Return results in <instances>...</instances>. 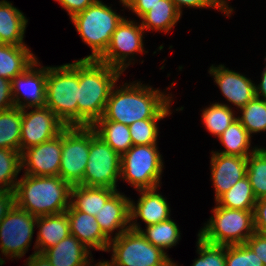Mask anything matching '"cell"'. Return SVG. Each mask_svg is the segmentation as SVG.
<instances>
[{
    "label": "cell",
    "instance_id": "1",
    "mask_svg": "<svg viewBox=\"0 0 266 266\" xmlns=\"http://www.w3.org/2000/svg\"><path fill=\"white\" fill-rule=\"evenodd\" d=\"M136 82L113 87L103 114L106 120L129 126L138 120L163 119L172 114V94Z\"/></svg>",
    "mask_w": 266,
    "mask_h": 266
},
{
    "label": "cell",
    "instance_id": "2",
    "mask_svg": "<svg viewBox=\"0 0 266 266\" xmlns=\"http://www.w3.org/2000/svg\"><path fill=\"white\" fill-rule=\"evenodd\" d=\"M122 74L98 60H79L78 126H92L103 116L110 93Z\"/></svg>",
    "mask_w": 266,
    "mask_h": 266
},
{
    "label": "cell",
    "instance_id": "3",
    "mask_svg": "<svg viewBox=\"0 0 266 266\" xmlns=\"http://www.w3.org/2000/svg\"><path fill=\"white\" fill-rule=\"evenodd\" d=\"M71 188L60 176L24 174L15 187V203L35 217L59 214L70 206Z\"/></svg>",
    "mask_w": 266,
    "mask_h": 266
},
{
    "label": "cell",
    "instance_id": "4",
    "mask_svg": "<svg viewBox=\"0 0 266 266\" xmlns=\"http://www.w3.org/2000/svg\"><path fill=\"white\" fill-rule=\"evenodd\" d=\"M79 60L47 66L46 103L66 126H78Z\"/></svg>",
    "mask_w": 266,
    "mask_h": 266
},
{
    "label": "cell",
    "instance_id": "5",
    "mask_svg": "<svg viewBox=\"0 0 266 266\" xmlns=\"http://www.w3.org/2000/svg\"><path fill=\"white\" fill-rule=\"evenodd\" d=\"M124 18L101 0L70 18L82 41L92 50L81 59L97 60L106 51L113 32Z\"/></svg>",
    "mask_w": 266,
    "mask_h": 266
},
{
    "label": "cell",
    "instance_id": "6",
    "mask_svg": "<svg viewBox=\"0 0 266 266\" xmlns=\"http://www.w3.org/2000/svg\"><path fill=\"white\" fill-rule=\"evenodd\" d=\"M212 212L197 235L207 243L222 246L243 244L255 232L253 210L230 209L216 203Z\"/></svg>",
    "mask_w": 266,
    "mask_h": 266
},
{
    "label": "cell",
    "instance_id": "7",
    "mask_svg": "<svg viewBox=\"0 0 266 266\" xmlns=\"http://www.w3.org/2000/svg\"><path fill=\"white\" fill-rule=\"evenodd\" d=\"M112 251L109 266H173L167 252L154 246L141 232L128 229L110 240L107 252ZM111 261V262H110Z\"/></svg>",
    "mask_w": 266,
    "mask_h": 266
},
{
    "label": "cell",
    "instance_id": "8",
    "mask_svg": "<svg viewBox=\"0 0 266 266\" xmlns=\"http://www.w3.org/2000/svg\"><path fill=\"white\" fill-rule=\"evenodd\" d=\"M158 148L157 144L133 145L121 156L120 179L136 191L159 187L164 163Z\"/></svg>",
    "mask_w": 266,
    "mask_h": 266
},
{
    "label": "cell",
    "instance_id": "9",
    "mask_svg": "<svg viewBox=\"0 0 266 266\" xmlns=\"http://www.w3.org/2000/svg\"><path fill=\"white\" fill-rule=\"evenodd\" d=\"M91 142V126H66L62 130L59 176L71 186L83 185Z\"/></svg>",
    "mask_w": 266,
    "mask_h": 266
},
{
    "label": "cell",
    "instance_id": "10",
    "mask_svg": "<svg viewBox=\"0 0 266 266\" xmlns=\"http://www.w3.org/2000/svg\"><path fill=\"white\" fill-rule=\"evenodd\" d=\"M121 174V156L91 126V142L83 185L117 189Z\"/></svg>",
    "mask_w": 266,
    "mask_h": 266
},
{
    "label": "cell",
    "instance_id": "11",
    "mask_svg": "<svg viewBox=\"0 0 266 266\" xmlns=\"http://www.w3.org/2000/svg\"><path fill=\"white\" fill-rule=\"evenodd\" d=\"M139 22L124 18L111 36L106 51L97 59L122 73L144 50V29ZM138 24V25H137Z\"/></svg>",
    "mask_w": 266,
    "mask_h": 266
},
{
    "label": "cell",
    "instance_id": "12",
    "mask_svg": "<svg viewBox=\"0 0 266 266\" xmlns=\"http://www.w3.org/2000/svg\"><path fill=\"white\" fill-rule=\"evenodd\" d=\"M36 218L16 205L7 213L0 224V251L4 257L20 259L27 253Z\"/></svg>",
    "mask_w": 266,
    "mask_h": 266
},
{
    "label": "cell",
    "instance_id": "13",
    "mask_svg": "<svg viewBox=\"0 0 266 266\" xmlns=\"http://www.w3.org/2000/svg\"><path fill=\"white\" fill-rule=\"evenodd\" d=\"M66 125L47 106L22 109L20 153L24 150L53 139Z\"/></svg>",
    "mask_w": 266,
    "mask_h": 266
},
{
    "label": "cell",
    "instance_id": "14",
    "mask_svg": "<svg viewBox=\"0 0 266 266\" xmlns=\"http://www.w3.org/2000/svg\"><path fill=\"white\" fill-rule=\"evenodd\" d=\"M46 77L47 66H40L37 59L22 74L13 78L11 86L14 106L27 110L45 106Z\"/></svg>",
    "mask_w": 266,
    "mask_h": 266
},
{
    "label": "cell",
    "instance_id": "15",
    "mask_svg": "<svg viewBox=\"0 0 266 266\" xmlns=\"http://www.w3.org/2000/svg\"><path fill=\"white\" fill-rule=\"evenodd\" d=\"M61 153L62 132L51 140L24 150L21 153L22 170L31 176H59Z\"/></svg>",
    "mask_w": 266,
    "mask_h": 266
},
{
    "label": "cell",
    "instance_id": "16",
    "mask_svg": "<svg viewBox=\"0 0 266 266\" xmlns=\"http://www.w3.org/2000/svg\"><path fill=\"white\" fill-rule=\"evenodd\" d=\"M159 187L152 189L137 190L140 197L137 203L130 200V229L141 231V224L137 223L140 218L146 226L154 225L171 218L170 206L167 199L159 192Z\"/></svg>",
    "mask_w": 266,
    "mask_h": 266
},
{
    "label": "cell",
    "instance_id": "17",
    "mask_svg": "<svg viewBox=\"0 0 266 266\" xmlns=\"http://www.w3.org/2000/svg\"><path fill=\"white\" fill-rule=\"evenodd\" d=\"M208 72L213 76L225 99L238 109L255 97V83L244 74L229 70L224 64L217 67L212 65Z\"/></svg>",
    "mask_w": 266,
    "mask_h": 266
},
{
    "label": "cell",
    "instance_id": "18",
    "mask_svg": "<svg viewBox=\"0 0 266 266\" xmlns=\"http://www.w3.org/2000/svg\"><path fill=\"white\" fill-rule=\"evenodd\" d=\"M211 177L215 201L247 175V157L211 151Z\"/></svg>",
    "mask_w": 266,
    "mask_h": 266
},
{
    "label": "cell",
    "instance_id": "19",
    "mask_svg": "<svg viewBox=\"0 0 266 266\" xmlns=\"http://www.w3.org/2000/svg\"><path fill=\"white\" fill-rule=\"evenodd\" d=\"M130 200L131 198L116 190L95 215L100 229L109 240L130 229ZM115 230L117 232L112 237Z\"/></svg>",
    "mask_w": 266,
    "mask_h": 266
},
{
    "label": "cell",
    "instance_id": "20",
    "mask_svg": "<svg viewBox=\"0 0 266 266\" xmlns=\"http://www.w3.org/2000/svg\"><path fill=\"white\" fill-rule=\"evenodd\" d=\"M66 213L71 235H74L89 250L107 252L110 240L103 234L95 216L76 211L71 206Z\"/></svg>",
    "mask_w": 266,
    "mask_h": 266
},
{
    "label": "cell",
    "instance_id": "21",
    "mask_svg": "<svg viewBox=\"0 0 266 266\" xmlns=\"http://www.w3.org/2000/svg\"><path fill=\"white\" fill-rule=\"evenodd\" d=\"M43 254L52 266H90L94 263L91 251L71 234Z\"/></svg>",
    "mask_w": 266,
    "mask_h": 266
},
{
    "label": "cell",
    "instance_id": "22",
    "mask_svg": "<svg viewBox=\"0 0 266 266\" xmlns=\"http://www.w3.org/2000/svg\"><path fill=\"white\" fill-rule=\"evenodd\" d=\"M36 227L39 231L34 243V253H43L70 234L66 211L59 214L37 217Z\"/></svg>",
    "mask_w": 266,
    "mask_h": 266
},
{
    "label": "cell",
    "instance_id": "23",
    "mask_svg": "<svg viewBox=\"0 0 266 266\" xmlns=\"http://www.w3.org/2000/svg\"><path fill=\"white\" fill-rule=\"evenodd\" d=\"M28 19L11 2L0 0V35L5 44L26 45L25 29Z\"/></svg>",
    "mask_w": 266,
    "mask_h": 266
},
{
    "label": "cell",
    "instance_id": "24",
    "mask_svg": "<svg viewBox=\"0 0 266 266\" xmlns=\"http://www.w3.org/2000/svg\"><path fill=\"white\" fill-rule=\"evenodd\" d=\"M27 45H0V77L12 80L22 74L38 57Z\"/></svg>",
    "mask_w": 266,
    "mask_h": 266
},
{
    "label": "cell",
    "instance_id": "25",
    "mask_svg": "<svg viewBox=\"0 0 266 266\" xmlns=\"http://www.w3.org/2000/svg\"><path fill=\"white\" fill-rule=\"evenodd\" d=\"M116 190L107 187L74 185L71 188L70 206L76 211L95 216Z\"/></svg>",
    "mask_w": 266,
    "mask_h": 266
},
{
    "label": "cell",
    "instance_id": "26",
    "mask_svg": "<svg viewBox=\"0 0 266 266\" xmlns=\"http://www.w3.org/2000/svg\"><path fill=\"white\" fill-rule=\"evenodd\" d=\"M181 13L171 0H160L141 17V26L144 31H160L165 34L177 24Z\"/></svg>",
    "mask_w": 266,
    "mask_h": 266
},
{
    "label": "cell",
    "instance_id": "27",
    "mask_svg": "<svg viewBox=\"0 0 266 266\" xmlns=\"http://www.w3.org/2000/svg\"><path fill=\"white\" fill-rule=\"evenodd\" d=\"M92 127L117 154L122 156L132 146L129 126L116 121L99 118Z\"/></svg>",
    "mask_w": 266,
    "mask_h": 266
},
{
    "label": "cell",
    "instance_id": "28",
    "mask_svg": "<svg viewBox=\"0 0 266 266\" xmlns=\"http://www.w3.org/2000/svg\"><path fill=\"white\" fill-rule=\"evenodd\" d=\"M224 147V150L213 151L224 155H237L248 157L258 147H251V136L241 122L236 119L230 126L218 137Z\"/></svg>",
    "mask_w": 266,
    "mask_h": 266
},
{
    "label": "cell",
    "instance_id": "29",
    "mask_svg": "<svg viewBox=\"0 0 266 266\" xmlns=\"http://www.w3.org/2000/svg\"><path fill=\"white\" fill-rule=\"evenodd\" d=\"M22 109L13 107L0 112V148L20 152Z\"/></svg>",
    "mask_w": 266,
    "mask_h": 266
},
{
    "label": "cell",
    "instance_id": "30",
    "mask_svg": "<svg viewBox=\"0 0 266 266\" xmlns=\"http://www.w3.org/2000/svg\"><path fill=\"white\" fill-rule=\"evenodd\" d=\"M256 201L257 199L253 193L250 180L246 175L227 192L222 194L215 203L230 209L254 210Z\"/></svg>",
    "mask_w": 266,
    "mask_h": 266
},
{
    "label": "cell",
    "instance_id": "31",
    "mask_svg": "<svg viewBox=\"0 0 266 266\" xmlns=\"http://www.w3.org/2000/svg\"><path fill=\"white\" fill-rule=\"evenodd\" d=\"M228 104L215 102L202 110V123L207 131L219 137L237 119L235 111Z\"/></svg>",
    "mask_w": 266,
    "mask_h": 266
},
{
    "label": "cell",
    "instance_id": "32",
    "mask_svg": "<svg viewBox=\"0 0 266 266\" xmlns=\"http://www.w3.org/2000/svg\"><path fill=\"white\" fill-rule=\"evenodd\" d=\"M142 235L154 246L161 248L164 252L178 244L181 233L178 225L169 218L166 221L146 226L140 231Z\"/></svg>",
    "mask_w": 266,
    "mask_h": 266
},
{
    "label": "cell",
    "instance_id": "33",
    "mask_svg": "<svg viewBox=\"0 0 266 266\" xmlns=\"http://www.w3.org/2000/svg\"><path fill=\"white\" fill-rule=\"evenodd\" d=\"M247 176L256 199L266 198V148L258 147L247 157Z\"/></svg>",
    "mask_w": 266,
    "mask_h": 266
},
{
    "label": "cell",
    "instance_id": "34",
    "mask_svg": "<svg viewBox=\"0 0 266 266\" xmlns=\"http://www.w3.org/2000/svg\"><path fill=\"white\" fill-rule=\"evenodd\" d=\"M239 111L242 115L238 116L237 119L251 137L255 133L266 131V100L255 96Z\"/></svg>",
    "mask_w": 266,
    "mask_h": 266
},
{
    "label": "cell",
    "instance_id": "35",
    "mask_svg": "<svg viewBox=\"0 0 266 266\" xmlns=\"http://www.w3.org/2000/svg\"><path fill=\"white\" fill-rule=\"evenodd\" d=\"M21 170V153L0 148V190L15 191Z\"/></svg>",
    "mask_w": 266,
    "mask_h": 266
},
{
    "label": "cell",
    "instance_id": "36",
    "mask_svg": "<svg viewBox=\"0 0 266 266\" xmlns=\"http://www.w3.org/2000/svg\"><path fill=\"white\" fill-rule=\"evenodd\" d=\"M196 244L199 257L194 259L192 266H226V246L207 243L200 236Z\"/></svg>",
    "mask_w": 266,
    "mask_h": 266
},
{
    "label": "cell",
    "instance_id": "37",
    "mask_svg": "<svg viewBox=\"0 0 266 266\" xmlns=\"http://www.w3.org/2000/svg\"><path fill=\"white\" fill-rule=\"evenodd\" d=\"M161 119L138 120L129 125L133 145L157 144L159 136L158 121Z\"/></svg>",
    "mask_w": 266,
    "mask_h": 266
},
{
    "label": "cell",
    "instance_id": "38",
    "mask_svg": "<svg viewBox=\"0 0 266 266\" xmlns=\"http://www.w3.org/2000/svg\"><path fill=\"white\" fill-rule=\"evenodd\" d=\"M225 265L264 266L262 260L246 243L226 246Z\"/></svg>",
    "mask_w": 266,
    "mask_h": 266
},
{
    "label": "cell",
    "instance_id": "39",
    "mask_svg": "<svg viewBox=\"0 0 266 266\" xmlns=\"http://www.w3.org/2000/svg\"><path fill=\"white\" fill-rule=\"evenodd\" d=\"M179 12L182 14L183 7L189 8H213L224 13L227 17L232 14L225 6H223L218 0H171Z\"/></svg>",
    "mask_w": 266,
    "mask_h": 266
},
{
    "label": "cell",
    "instance_id": "40",
    "mask_svg": "<svg viewBox=\"0 0 266 266\" xmlns=\"http://www.w3.org/2000/svg\"><path fill=\"white\" fill-rule=\"evenodd\" d=\"M253 216L255 232L266 235V198L256 201Z\"/></svg>",
    "mask_w": 266,
    "mask_h": 266
},
{
    "label": "cell",
    "instance_id": "41",
    "mask_svg": "<svg viewBox=\"0 0 266 266\" xmlns=\"http://www.w3.org/2000/svg\"><path fill=\"white\" fill-rule=\"evenodd\" d=\"M246 244L255 252L257 257L266 266V235L254 232L246 241Z\"/></svg>",
    "mask_w": 266,
    "mask_h": 266
},
{
    "label": "cell",
    "instance_id": "42",
    "mask_svg": "<svg viewBox=\"0 0 266 266\" xmlns=\"http://www.w3.org/2000/svg\"><path fill=\"white\" fill-rule=\"evenodd\" d=\"M15 107L12 97L11 80L0 77V112Z\"/></svg>",
    "mask_w": 266,
    "mask_h": 266
},
{
    "label": "cell",
    "instance_id": "43",
    "mask_svg": "<svg viewBox=\"0 0 266 266\" xmlns=\"http://www.w3.org/2000/svg\"><path fill=\"white\" fill-rule=\"evenodd\" d=\"M65 9L72 18L74 15L84 11L87 7L94 4L97 0H55Z\"/></svg>",
    "mask_w": 266,
    "mask_h": 266
},
{
    "label": "cell",
    "instance_id": "44",
    "mask_svg": "<svg viewBox=\"0 0 266 266\" xmlns=\"http://www.w3.org/2000/svg\"><path fill=\"white\" fill-rule=\"evenodd\" d=\"M160 0H128L126 2V8L134 12V14L141 18L147 13L155 4Z\"/></svg>",
    "mask_w": 266,
    "mask_h": 266
},
{
    "label": "cell",
    "instance_id": "45",
    "mask_svg": "<svg viewBox=\"0 0 266 266\" xmlns=\"http://www.w3.org/2000/svg\"><path fill=\"white\" fill-rule=\"evenodd\" d=\"M26 264V266H52L47 257L43 253L38 252L32 253L26 259Z\"/></svg>",
    "mask_w": 266,
    "mask_h": 266
},
{
    "label": "cell",
    "instance_id": "46",
    "mask_svg": "<svg viewBox=\"0 0 266 266\" xmlns=\"http://www.w3.org/2000/svg\"><path fill=\"white\" fill-rule=\"evenodd\" d=\"M261 76L262 77L260 83L258 85H255V96L266 100V66L263 69Z\"/></svg>",
    "mask_w": 266,
    "mask_h": 266
},
{
    "label": "cell",
    "instance_id": "47",
    "mask_svg": "<svg viewBox=\"0 0 266 266\" xmlns=\"http://www.w3.org/2000/svg\"><path fill=\"white\" fill-rule=\"evenodd\" d=\"M223 6H225L231 13L234 11L231 6L228 5L227 1L229 0H218ZM229 6V7H228Z\"/></svg>",
    "mask_w": 266,
    "mask_h": 266
},
{
    "label": "cell",
    "instance_id": "48",
    "mask_svg": "<svg viewBox=\"0 0 266 266\" xmlns=\"http://www.w3.org/2000/svg\"><path fill=\"white\" fill-rule=\"evenodd\" d=\"M90 266H109L107 263H106V260L104 261V260H100L99 262H97L96 264H94V265H90Z\"/></svg>",
    "mask_w": 266,
    "mask_h": 266
},
{
    "label": "cell",
    "instance_id": "49",
    "mask_svg": "<svg viewBox=\"0 0 266 266\" xmlns=\"http://www.w3.org/2000/svg\"><path fill=\"white\" fill-rule=\"evenodd\" d=\"M121 3L120 4H122L125 8H126V2L128 1V0H119Z\"/></svg>",
    "mask_w": 266,
    "mask_h": 266
},
{
    "label": "cell",
    "instance_id": "50",
    "mask_svg": "<svg viewBox=\"0 0 266 266\" xmlns=\"http://www.w3.org/2000/svg\"><path fill=\"white\" fill-rule=\"evenodd\" d=\"M3 44H5V43L2 41V37L0 35V45H3Z\"/></svg>",
    "mask_w": 266,
    "mask_h": 266
}]
</instances>
